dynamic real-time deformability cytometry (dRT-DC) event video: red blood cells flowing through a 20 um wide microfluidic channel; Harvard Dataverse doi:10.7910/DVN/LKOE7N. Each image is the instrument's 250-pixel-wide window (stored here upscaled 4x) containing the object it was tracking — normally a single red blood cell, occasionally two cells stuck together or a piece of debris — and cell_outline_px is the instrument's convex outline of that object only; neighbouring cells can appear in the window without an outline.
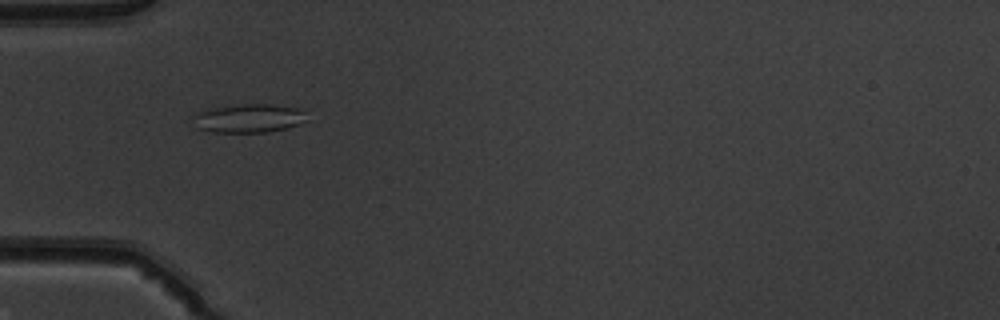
{"species": "common noctule bat (a hibernating species)", "species_latin": "Nyctalus noctula", "temperature_condition": "warm", "stored_images_in_passage": 35, "camera_frame_rate_fps": 3000, "um_per_image_px": 0.085, "animal": {"sex": "male", "body_mass_g": 19.5, "forearm_length_mm": 54.6}, "frame": {"image": 1, "passage_image": 1, "time_ms": 0.0, "image_size_px": [1000, 320], "cell_outline_px": [[308, 120], [288, 128], [268, 132], [212, 132], [196, 128], [192, 116], [196, 112], [212, 108], [240, 104], [268, 104], [296, 108], [304, 112]], "centroid_in_image_um": [21.11, 10.06], "position_along_channel_um": 63.9, "area_um2": 19.02}}
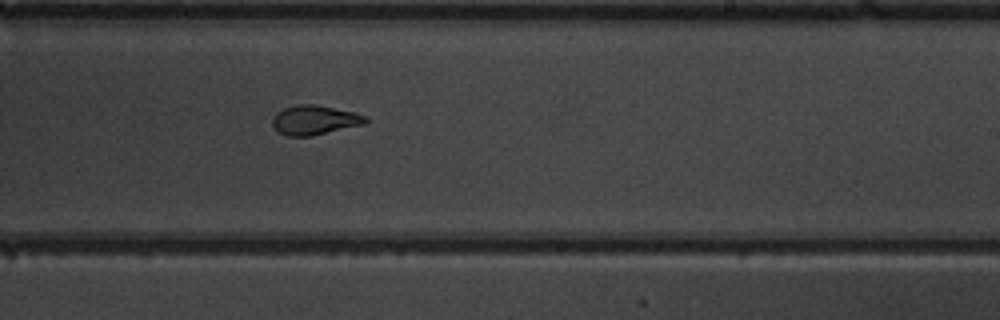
{"frame": {"image": 2, "passage_image": 16, "time_ms": 5.0, "image_size_px": [1000, 320], "cell_outline_px": [[368, 120], [364, 124], [312, 136], [284, 136], [272, 124], [272, 120], [276, 112], [284, 108], [296, 104], [316, 104], [356, 112], [364, 116]], "centroid_in_image_um": [26.73, 10.19], "position_along_channel_um": 262.3, "area_um2": 16.01}}
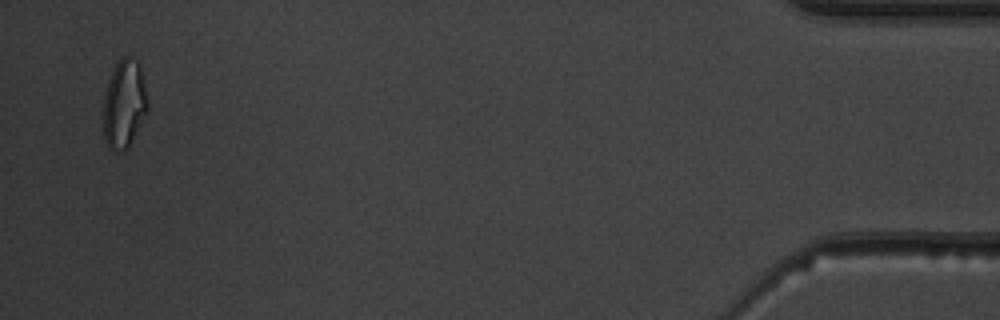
{"frame": {"image": 3, "passage_image": 34, "time_ms": 11.0, "image_size_px": [1000, 320], "cell_outline_px": [[148, 108], [128, 148], [124, 152], [108, 148], [104, 140], [100, 112], [108, 80], [116, 64], [124, 56], [128, 56], [136, 60], [140, 64], [148, 100]], "centroid_in_image_um": [10.51, 8.87], "position_along_channel_um": 424.7, "area_um2": 23.29}, "authors_computed_cell_mechanics": {"area_um2": 16.1262, "velocity_mm_per_s": 4.0176, "shape_relaxation_time_tau1_ms": null, "shape_relaxation_time_tau2_ms": 1.2452, "deformation_change_tau1": null, "deformation_change_tau2": 0.076}}